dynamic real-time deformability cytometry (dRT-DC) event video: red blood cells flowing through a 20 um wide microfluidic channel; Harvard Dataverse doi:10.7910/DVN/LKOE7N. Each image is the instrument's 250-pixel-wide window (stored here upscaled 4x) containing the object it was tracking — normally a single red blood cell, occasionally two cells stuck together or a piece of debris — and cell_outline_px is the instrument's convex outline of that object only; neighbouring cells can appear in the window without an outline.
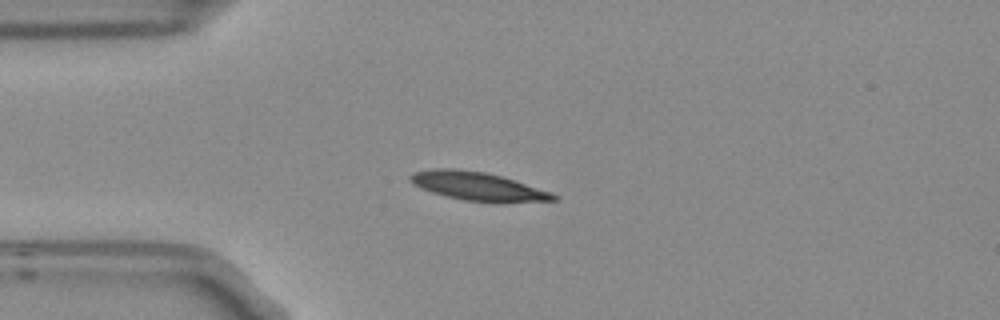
{"species": "Egyptian fruit bat (a non-hibernating species)", "species_latin": "Rousettus aegyptiacus", "temperature_condition": "room temperature", "stored_images_in_passage": 4, "camera_frame_rate_fps": 3000, "um_per_image_px": 0.085, "frame": {"image": 1, "passage_image": 1, "time_ms": 0.0, "image_size_px": [1000, 320], "cell_outline_px": [[560, 196], [556, 200], [464, 200], [444, 196], [420, 188], [408, 176], [412, 172], [432, 168], [456, 168], [484, 172], [500, 176], [552, 192]], "centroid_in_image_um": [40.52, 15.78], "position_along_channel_um": 44.5, "area_um2": 22.77}}